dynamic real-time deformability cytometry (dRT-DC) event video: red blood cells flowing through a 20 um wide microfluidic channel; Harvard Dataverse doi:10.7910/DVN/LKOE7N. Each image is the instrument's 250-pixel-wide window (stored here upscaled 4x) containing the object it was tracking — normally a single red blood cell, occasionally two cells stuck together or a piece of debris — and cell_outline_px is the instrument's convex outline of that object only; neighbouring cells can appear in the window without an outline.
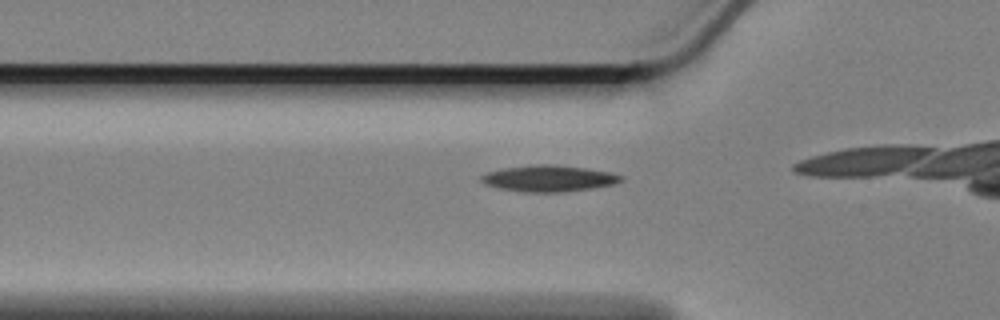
{"species": "Egyptian fruit bat (a non-hibernating species)", "species_latin": "Rousettus aegyptiacus", "temperature_condition": "cold", "stored_images_in_passage": 27, "camera_frame_rate_fps": 3000, "um_per_image_px": 0.085, "animal": {"sex": "female"}, "frame": {"image": 1, "passage_image": 5, "time_ms": 1.333, "image_size_px": [1000, 320], "cell_outline_px": [[624, 180], [612, 184], [592, 188], [560, 192], [524, 192], [500, 188], [484, 184], [480, 180], [480, 176], [488, 172], [504, 168], [536, 164], [556, 164], [584, 168], [608, 172], [624, 176]], "centroid_in_image_um": [46.63, 15.16], "position_along_channel_um": 79.2, "area_um2": 21.27}}
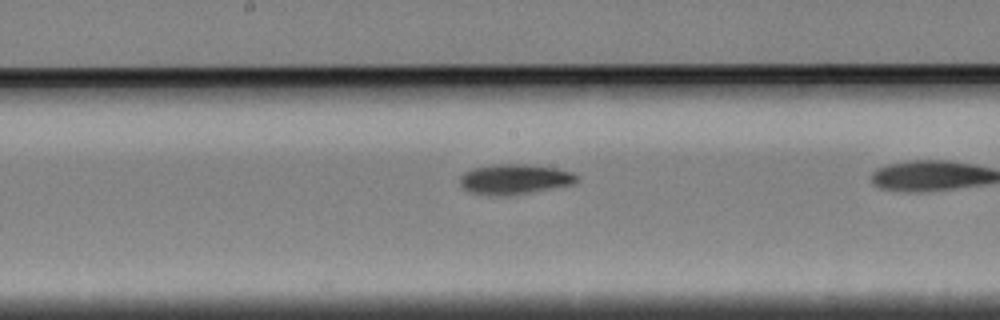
{"frame": {"image": 2, "passage_image": 16, "time_ms": 5.0, "image_size_px": [1000, 320], "cell_outline_px": [[580, 180], [576, 184], [508, 196], [496, 196], [468, 192], [460, 184], [460, 176], [464, 172], [472, 168], [492, 164], [528, 164], [556, 168], [572, 172], [580, 176]], "centroid_in_image_um": [43.77, 15.23], "position_along_channel_um": 204.4, "area_um2": 20.92}}
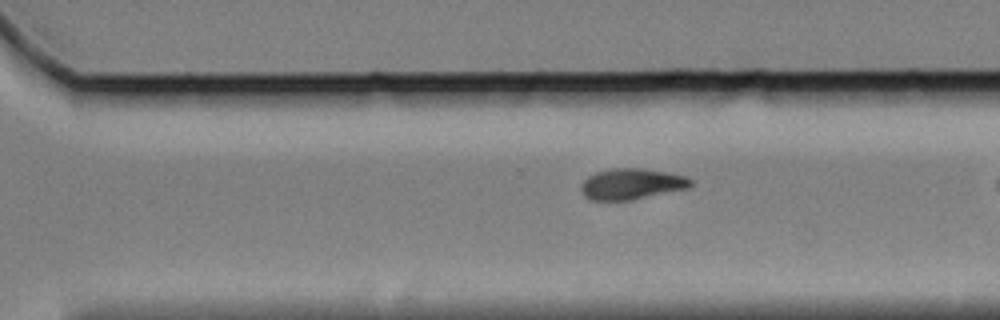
{"frame": {"image": 3, "passage_image": 26, "time_ms": 8.333, "image_size_px": [1000, 320], "cell_outline_px": [[692, 184], [688, 188], [632, 200], [592, 200], [584, 196], [580, 188], [584, 180], [588, 176], [596, 172], [612, 168], [640, 168], [668, 172], [684, 176], [692, 180]], "centroid_in_image_um": [53.67, 15.63], "position_along_channel_um": 316.9, "area_um2": 19.71}}